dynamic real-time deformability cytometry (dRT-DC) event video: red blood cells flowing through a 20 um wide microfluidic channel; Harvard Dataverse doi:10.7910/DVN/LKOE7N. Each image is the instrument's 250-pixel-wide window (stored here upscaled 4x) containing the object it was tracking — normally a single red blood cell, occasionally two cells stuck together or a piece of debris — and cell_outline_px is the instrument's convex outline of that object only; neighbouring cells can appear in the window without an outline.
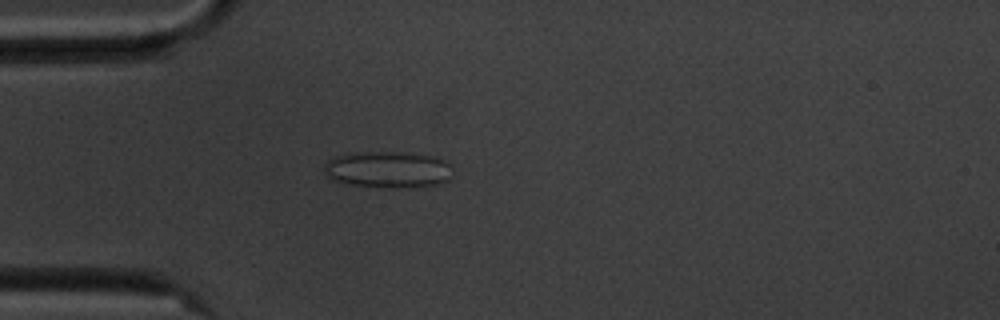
{"species": "common noctule bat (a hibernating species)", "species_latin": "Nyctalus noctula", "temperature_condition": "cold", "stored_images_in_passage": 56, "camera_frame_rate_fps": 3000, "um_per_image_px": 0.085, "animal": {"sex": "male", "body_mass_g": 20.1, "forearm_length_mm": 53.5}, "frame": {"image": 1, "passage_image": 15, "time_ms": 4.667, "image_size_px": [1000, 320], "cell_outline_px": [[452, 176], [448, 180], [424, 188], [384, 188], [352, 184], [332, 180], [324, 176], [324, 164], [328, 160], [336, 156], [356, 152], [400, 152], [440, 156], [452, 168]], "centroid_in_image_um": [33.01, 14.42], "position_along_channel_um": 52.0, "area_um2": 28.03}}
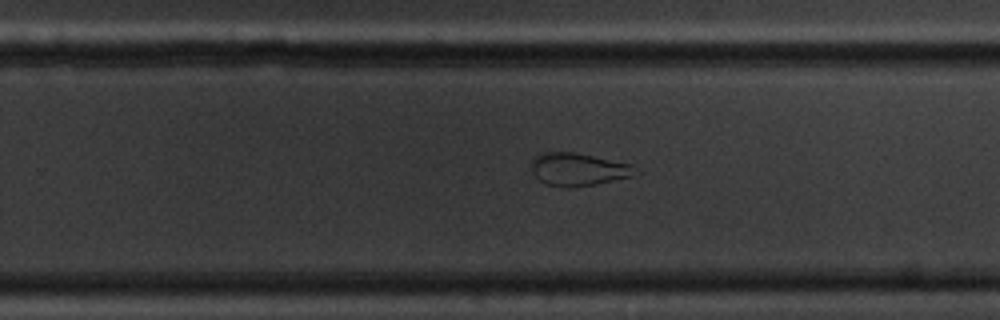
{"frame": {"image": 2, "passage_image": 35, "time_ms": 11.333, "image_size_px": [1000, 320], "cell_outline_px": [[640, 172], [632, 176], [596, 184], [572, 188], [564, 188], [544, 184], [532, 172], [532, 160], [536, 156], [544, 152], [572, 152], [632, 164]], "centroid_in_image_um": [49.16, 14.41], "position_along_channel_um": 280.6, "area_um2": 19.88}}
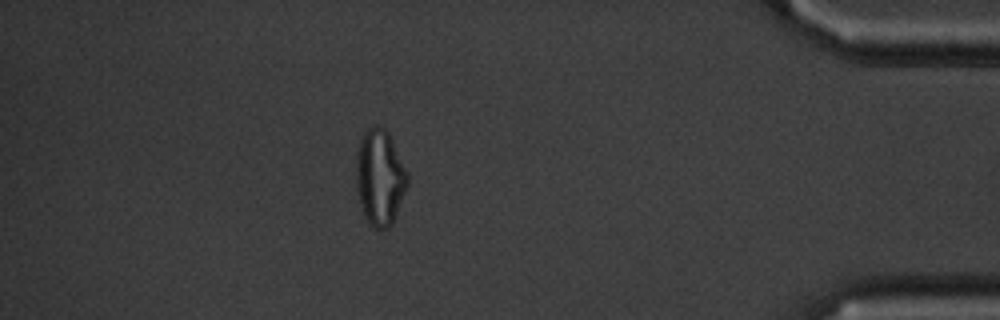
{"frame": {"image": 3, "passage_image": 49, "time_ms": 16.0, "image_size_px": [1000, 320], "cell_outline_px": [[408, 184], [392, 224], [388, 228], [376, 228], [368, 224], [364, 216], [360, 204], [356, 188], [356, 152], [360, 140], [364, 132], [368, 128], [376, 124], [384, 128], [388, 132], [408, 172]], "centroid_in_image_um": [32.27, 15.07], "position_along_channel_um": 402.9, "area_um2": 28.84}, "authors_computed_cell_mechanics": {"area_um2": 27.7729, "velocity_mm_per_s": 3.5464, "shape_relaxation_time_tau1_ms": null, "shape_relaxation_time_tau2_ms": 1.4118, "deformation_change_tau1": null, "deformation_change_tau2": 0.0872}}